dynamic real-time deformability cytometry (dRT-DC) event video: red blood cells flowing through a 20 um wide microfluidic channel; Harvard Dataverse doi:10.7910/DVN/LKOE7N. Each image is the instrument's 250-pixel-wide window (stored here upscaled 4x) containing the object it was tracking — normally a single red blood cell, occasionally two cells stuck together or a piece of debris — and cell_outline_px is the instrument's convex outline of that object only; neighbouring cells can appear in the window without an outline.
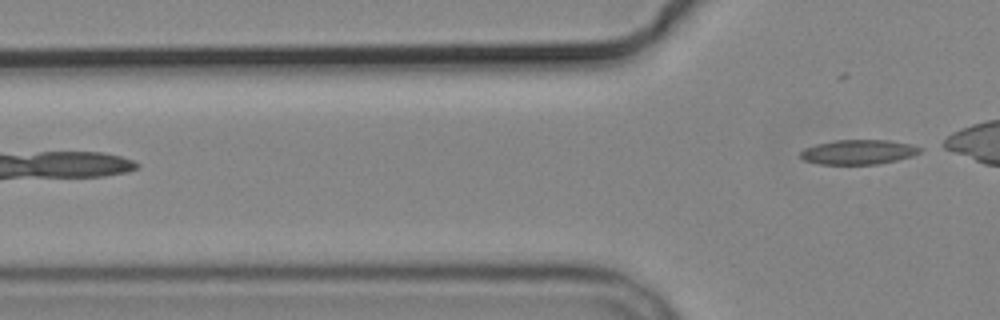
{"species": "common noctule bat (a hibernating species)", "species_latin": "Nyctalus noctula", "temperature_condition": "cold", "stored_images_in_passage": 5, "camera_frame_rate_fps": 3000, "um_per_image_px": 0.085, "animal": {"sex": "male", "body_mass_g": 19.2, "forearm_length_mm": 51.8}, "frame": {"image": 1, "passage_image": 5, "time_ms": 6.0, "image_size_px": [1000, 320], "cell_outline_px": [[924, 148], [920, 152], [912, 156], [896, 160], [876, 164], [820, 164], [804, 160], [800, 156], [800, 152], [804, 148], [816, 144], [836, 140], [888, 140], [912, 144]], "centroid_in_image_um": [72.98, 12.91], "position_along_channel_um": 52.8, "area_um2": 17.17}}